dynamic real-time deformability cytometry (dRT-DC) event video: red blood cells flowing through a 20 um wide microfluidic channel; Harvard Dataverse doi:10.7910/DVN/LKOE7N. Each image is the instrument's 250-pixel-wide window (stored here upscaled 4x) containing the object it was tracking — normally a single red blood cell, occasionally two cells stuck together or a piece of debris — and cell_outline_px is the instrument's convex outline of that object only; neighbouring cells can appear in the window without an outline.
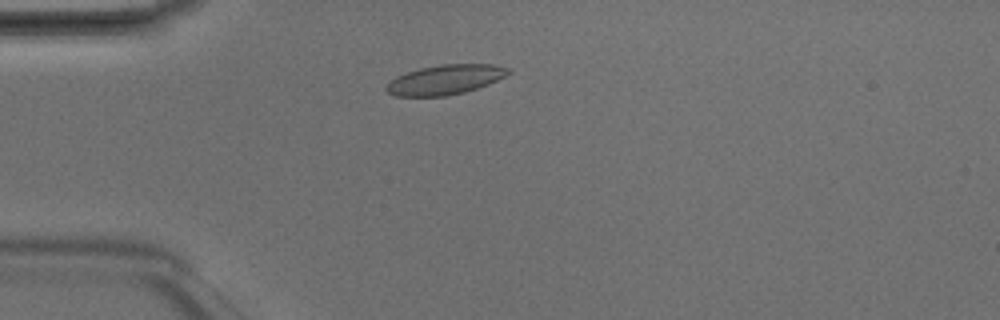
{"species": "Egyptian fruit bat (a non-hibernating species)", "species_latin": "Rousettus aegyptiacus", "temperature_condition": "room temperature", "stored_images_in_passage": 4, "camera_frame_rate_fps": 3000, "um_per_image_px": 0.085, "animal": {"sex": "male"}, "frame": {"image": 1, "passage_image": 3, "time_ms": 0.667, "image_size_px": [1000, 320], "cell_outline_px": [[512, 72], [488, 84], [464, 92], [444, 96], [396, 96], [388, 92], [384, 88], [396, 76], [420, 68], [440, 64], [492, 64], [508, 68]], "centroid_in_image_um": [37.83, 6.76], "position_along_channel_um": 47.2, "area_um2": 20.87}}